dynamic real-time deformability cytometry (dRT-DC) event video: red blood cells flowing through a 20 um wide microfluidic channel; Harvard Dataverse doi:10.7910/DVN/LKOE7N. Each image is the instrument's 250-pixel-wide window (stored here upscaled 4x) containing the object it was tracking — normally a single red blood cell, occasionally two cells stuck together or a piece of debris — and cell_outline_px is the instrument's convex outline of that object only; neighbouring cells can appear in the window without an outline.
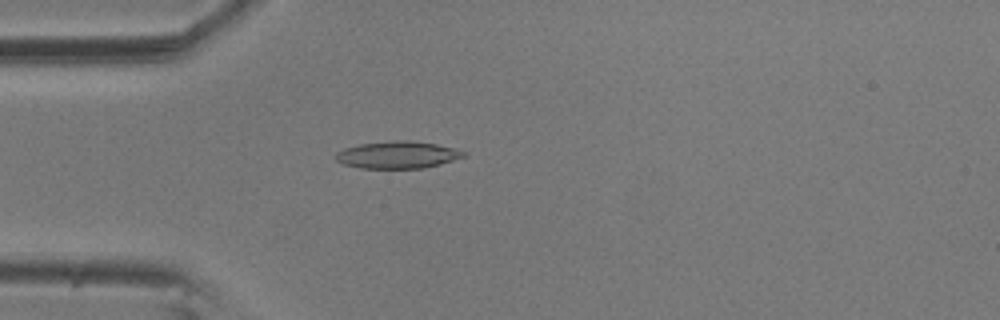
{"species": "common noctule bat (a hibernating species)", "species_latin": "Nyctalus noctula", "temperature_condition": "room temperature", "stored_images_in_passage": 6, "camera_frame_rate_fps": 3000, "um_per_image_px": 0.085, "animal": {"sex": "male", "body_mass_g": 20.5, "forearm_length_mm": 52.5}, "frame": {"image": 1, "passage_image": 5, "time_ms": 1.333, "image_size_px": [1000, 320], "cell_outline_px": [[468, 156], [440, 164], [424, 168], [360, 168], [344, 164], [336, 160], [336, 152], [344, 148], [360, 144], [396, 140], [408, 140], [436, 144], [468, 152]], "centroid_in_image_um": [33.82, 13.16], "position_along_channel_um": 51.2, "area_um2": 20.23}}